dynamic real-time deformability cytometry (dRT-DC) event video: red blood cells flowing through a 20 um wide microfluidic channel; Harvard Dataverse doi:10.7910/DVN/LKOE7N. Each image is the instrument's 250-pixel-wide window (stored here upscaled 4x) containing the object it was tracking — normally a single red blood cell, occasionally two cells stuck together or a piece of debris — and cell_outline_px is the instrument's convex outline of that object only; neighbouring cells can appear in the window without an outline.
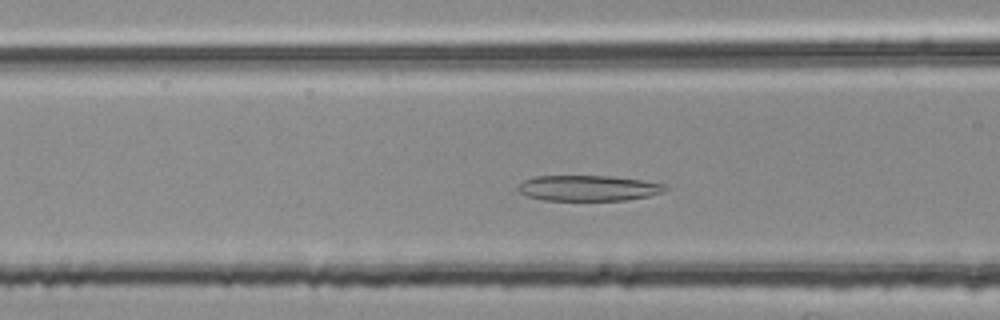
{"species": "common noctule bat (a hibernating species)", "species_latin": "Nyctalus noctula", "temperature_condition": "room temperature", "stored_images_in_passage": 37, "camera_frame_rate_fps": 3000, "um_per_image_px": 0.085, "animal": {"sex": "female", "body_mass_g": 25.1}, "frame": {"image": 1, "passage_image": 9, "time_ms": 2.667, "image_size_px": [1000, 320], "cell_outline_px": [[668, 188], [664, 192], [648, 196], [624, 200], [544, 200], [528, 196], [520, 192], [516, 188], [524, 180], [536, 176], [608, 176], [640, 180], [668, 184]], "centroid_in_image_um": [50.03, 15.99], "position_along_channel_um": 116.6, "area_um2": 21.85}}
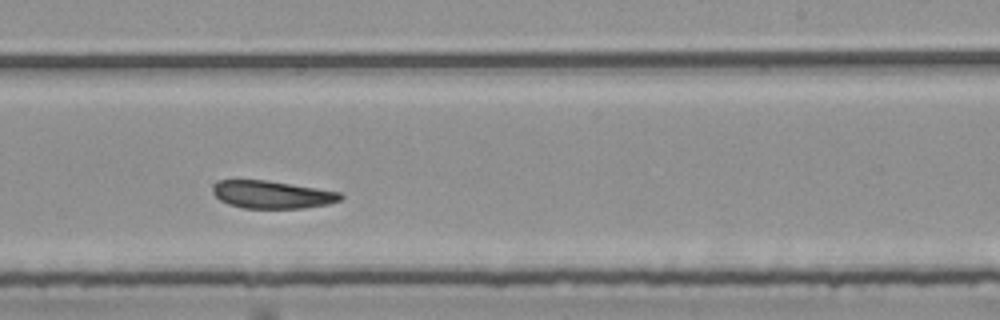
{"frame": {"image": 2, "passage_image": 21, "time_ms": 6.667, "image_size_px": [1000, 320], "cell_outline_px": [[344, 196], [340, 200], [328, 204], [304, 208], [244, 208], [228, 204], [220, 200], [212, 192], [212, 188], [220, 180], [268, 180], [340, 192]], "centroid_in_image_um": [23.13, 16.54], "position_along_channel_um": 265.9, "area_um2": 20.52}}
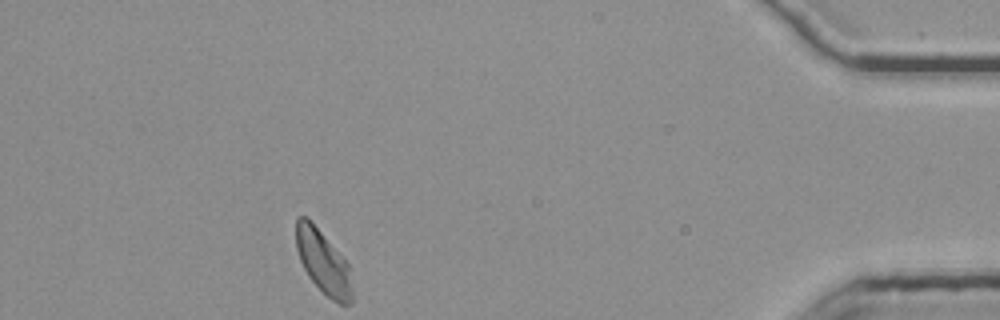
{"frame": {"image": 3, "passage_image": 37, "time_ms": 12.0, "image_size_px": [1000, 320], "cell_outline_px": [[352, 304], [340, 304], [332, 300], [308, 276], [300, 260], [296, 248], [296, 216], [308, 216], [348, 264], [352, 288]], "centroid_in_image_um": [27.45, 22.25], "position_along_channel_um": 407.7, "area_um2": 20.52}}